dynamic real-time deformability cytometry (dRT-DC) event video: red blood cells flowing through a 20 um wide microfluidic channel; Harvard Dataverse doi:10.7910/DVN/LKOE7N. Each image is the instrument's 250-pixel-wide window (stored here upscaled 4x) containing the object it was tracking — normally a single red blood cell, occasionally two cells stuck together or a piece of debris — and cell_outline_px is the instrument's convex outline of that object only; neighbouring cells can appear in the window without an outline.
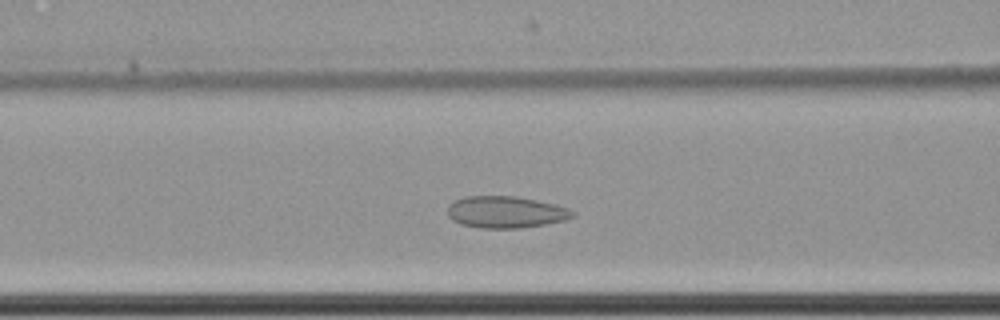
{"species": "common noctule bat (a hibernating species)", "species_latin": "Nyctalus noctula", "temperature_condition": "cold", "stored_images_in_passage": 54, "camera_frame_rate_fps": 3000, "um_per_image_px": 0.085, "animal": {"sex": "female", "body_mass_g": 22.7, "forearm_length_mm": 54.2}, "frame": {"image": 1, "passage_image": 19, "time_ms": 6.0, "image_size_px": [1000, 320], "cell_outline_px": [[576, 216], [564, 220], [544, 224], [520, 228], [480, 228], [460, 224], [452, 220], [448, 216], [448, 204], [464, 196], [516, 196], [536, 200], [568, 208], [576, 212]], "centroid_in_image_um": [42.97, 18.03], "position_along_channel_um": 123.6, "area_um2": 23.18}}
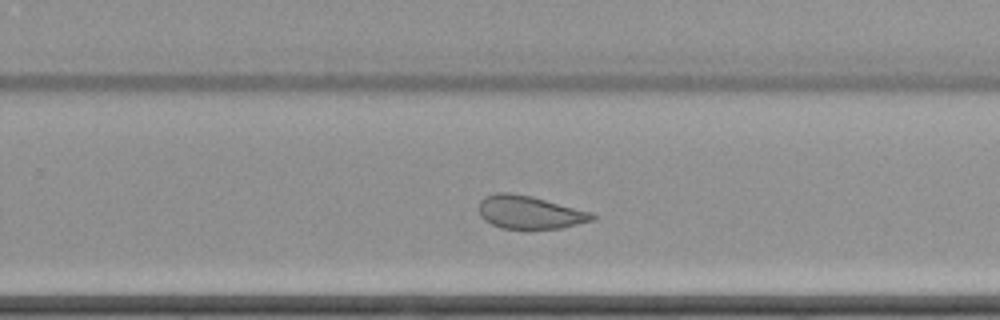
{"frame": {"image": 2, "passage_image": 33, "time_ms": 10.667, "image_size_px": [1000, 320], "cell_outline_px": [[596, 220], [560, 228], [504, 228], [492, 224], [484, 220], [480, 216], [480, 200], [484, 196], [496, 192], [508, 192], [532, 196], [592, 212], [596, 216]], "centroid_in_image_um": [45.03, 18.03], "position_along_channel_um": 284.8, "area_um2": 21.79}}
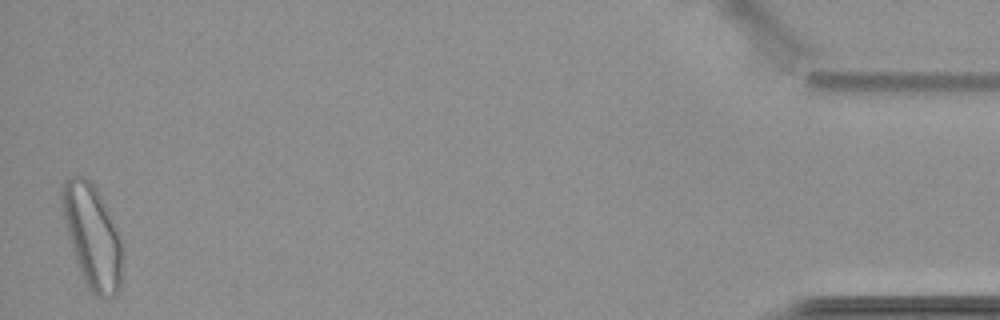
{"frame": {"image": 3, "passage_image": 53, "time_ms": 17.333, "image_size_px": [1000, 320], "cell_outline_px": [[124, 256], [120, 288], [112, 296], [104, 300], [96, 296], [92, 292], [84, 280], [76, 260], [68, 232], [64, 216], [60, 196], [60, 192], [64, 184], [72, 176], [84, 176], [96, 188], [120, 236], [124, 248]], "centroid_in_image_um": [7.89, 20.14], "position_along_channel_um": 427.3, "area_um2": 35.84}, "authors_computed_cell_mechanics": {"area_um2": 25.1719, "velocity_mm_per_s": 3.4576, "shape_relaxation_time_tau1_ms": null, "shape_relaxation_time_tau2_ms": 2.532, "deformation_change_tau1": null, "deformation_change_tau2": 0.0677}}